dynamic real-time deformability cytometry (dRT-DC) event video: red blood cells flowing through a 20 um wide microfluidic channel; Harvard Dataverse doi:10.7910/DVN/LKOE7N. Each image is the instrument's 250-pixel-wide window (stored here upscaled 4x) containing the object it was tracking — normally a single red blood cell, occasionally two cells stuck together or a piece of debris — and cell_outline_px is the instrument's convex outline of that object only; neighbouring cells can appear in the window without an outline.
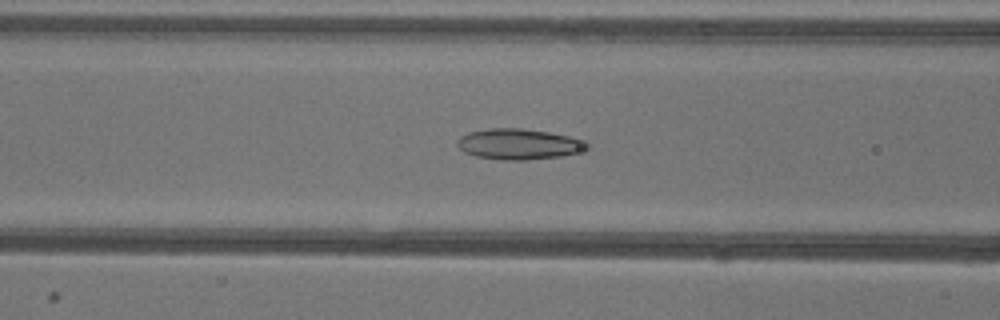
{"species": "common noctule bat (a hibernating species)", "species_latin": "Nyctalus noctula", "temperature_condition": "warm", "stored_images_in_passage": 51, "camera_frame_rate_fps": 3000, "um_per_image_px": 0.085, "animal": {"sex": "female"}, "frame": {"image": 1, "passage_image": 20, "time_ms": 6.333, "image_size_px": [1000, 320], "cell_outline_px": [[592, 148], [560, 156], [524, 160], [504, 160], [476, 156], [464, 152], [456, 144], [456, 140], [460, 136], [468, 132], [488, 128], [520, 128], [548, 132], [568, 136], [592, 144]], "centroid_in_image_um": [44.08, 12.24], "position_along_channel_um": 122.5, "area_um2": 23.18}}
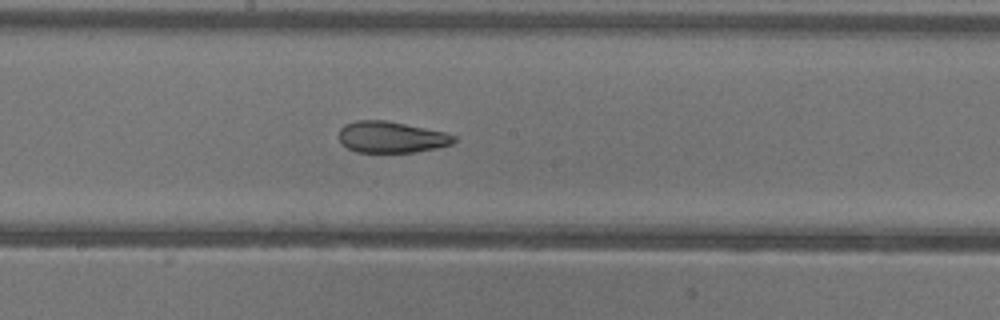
{"frame": {"image": 2, "passage_image": 27, "time_ms": 8.667, "image_size_px": [1000, 320], "cell_outline_px": [[456, 140], [452, 144], [436, 148], [416, 152], [356, 152], [340, 144], [340, 128], [344, 124], [356, 120], [388, 120], [444, 132], [456, 136]], "centroid_in_image_um": [33.25, 11.65], "position_along_channel_um": 215.0, "area_um2": 21.1}}
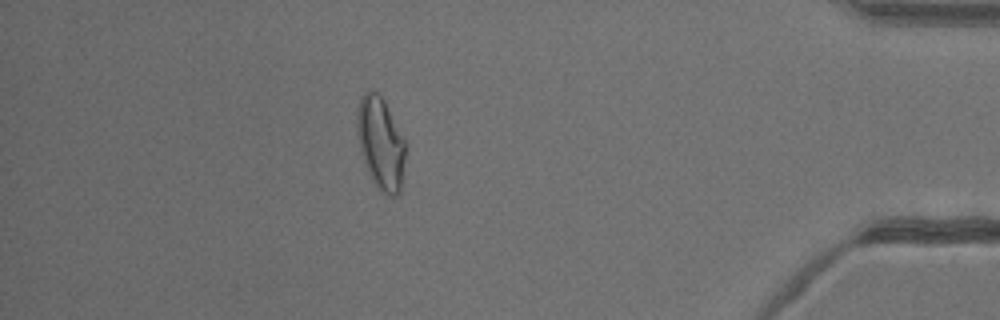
{"frame": {"image": 3, "passage_image": 45, "time_ms": 14.667, "image_size_px": [1000, 320], "cell_outline_px": [[404, 160], [400, 192], [396, 196], [388, 196], [380, 192], [372, 180], [364, 160], [360, 148], [356, 124], [356, 112], [360, 100], [364, 92], [376, 92], [384, 100], [404, 140]], "centroid_in_image_um": [32.34, 12.2], "position_along_channel_um": 402.9, "area_um2": 25.49}, "authors_computed_cell_mechanics": {"area_um2": 24.2182, "velocity_mm_per_s": 3.9521, "shape_relaxation_time_tau1_ms": null, "shape_relaxation_time_tau2_ms": 2.2078, "deformation_change_tau1": null, "deformation_change_tau2": 0.0909}}